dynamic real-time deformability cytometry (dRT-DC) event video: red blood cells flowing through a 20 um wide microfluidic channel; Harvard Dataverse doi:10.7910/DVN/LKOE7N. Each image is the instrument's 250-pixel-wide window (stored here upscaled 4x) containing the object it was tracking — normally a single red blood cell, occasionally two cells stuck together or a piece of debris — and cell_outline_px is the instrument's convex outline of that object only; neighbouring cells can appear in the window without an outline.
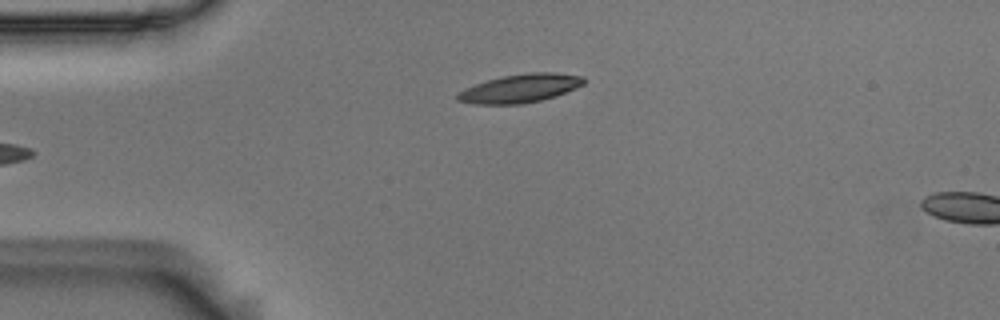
{"species": "Egyptian fruit bat (a non-hibernating species)", "species_latin": "Rousettus aegyptiacus", "temperature_condition": "room temperature", "stored_images_in_passage": 4, "camera_frame_rate_fps": 3000, "um_per_image_px": 0.085, "animal": {"sex": "male"}, "frame": {"image": 1, "passage_image": 4, "time_ms": 1.0, "image_size_px": [1000, 320], "cell_outline_px": [[588, 80], [584, 84], [576, 88], [556, 96], [540, 100], [520, 104], [476, 104], [456, 100], [456, 92], [464, 88], [488, 80], [504, 76], [528, 72], [552, 72], [584, 76]], "centroid_in_image_um": [44.23, 7.5], "position_along_channel_um": 40.8, "area_um2": 21.04}}